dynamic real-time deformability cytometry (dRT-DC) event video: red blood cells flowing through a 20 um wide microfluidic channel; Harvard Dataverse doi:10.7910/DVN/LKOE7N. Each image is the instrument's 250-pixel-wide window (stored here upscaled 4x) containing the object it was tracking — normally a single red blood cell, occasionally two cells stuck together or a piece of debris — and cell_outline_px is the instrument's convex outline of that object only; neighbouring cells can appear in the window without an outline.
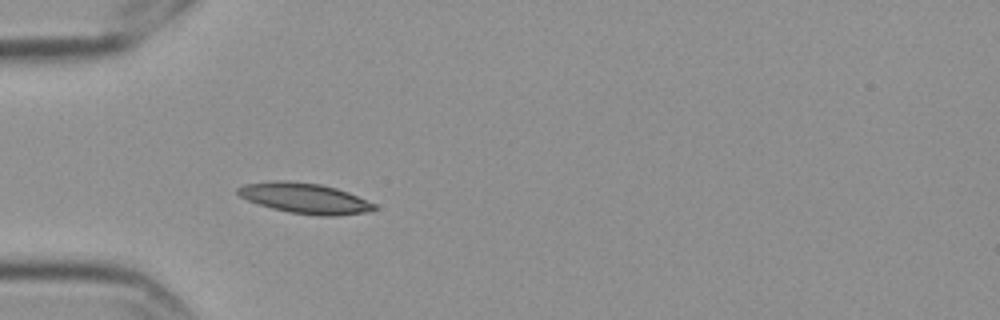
{"species": "Egyptian fruit bat (a non-hibernating species)", "species_latin": "Rousettus aegyptiacus", "temperature_condition": "cold", "stored_images_in_passage": 2, "camera_frame_rate_fps": 3000, "um_per_image_px": 0.085, "frame": {"image": 1, "passage_image": 2, "time_ms": 0.333, "image_size_px": [1000, 320], "cell_outline_px": [[376, 208], [372, 212], [336, 216], [320, 216], [288, 212], [272, 208], [248, 200], [240, 196], [236, 192], [236, 188], [244, 184], [276, 180], [288, 180], [320, 184], [336, 188], [348, 192], [376, 204]], "centroid_in_image_um": [25.93, 16.85], "position_along_channel_um": 59.1, "area_um2": 24.33}}